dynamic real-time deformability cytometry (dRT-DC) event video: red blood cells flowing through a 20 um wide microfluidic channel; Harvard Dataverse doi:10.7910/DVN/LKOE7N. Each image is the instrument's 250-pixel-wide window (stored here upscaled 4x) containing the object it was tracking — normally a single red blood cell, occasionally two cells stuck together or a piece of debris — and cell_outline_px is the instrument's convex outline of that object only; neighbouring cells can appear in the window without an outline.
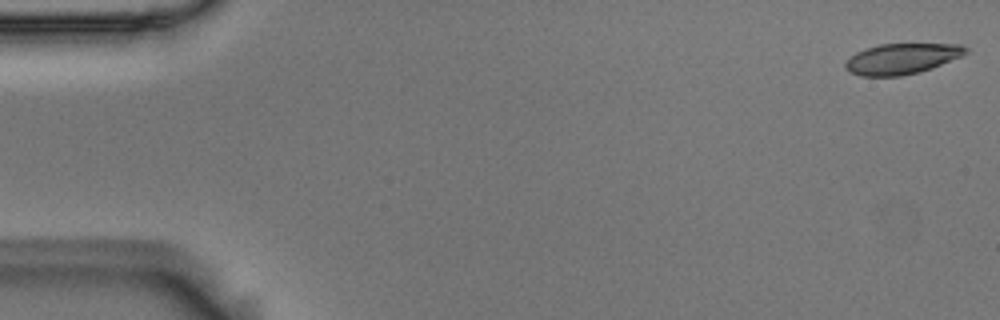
{"species": "Egyptian fruit bat (a non-hibernating species)", "species_latin": "Rousettus aegyptiacus", "temperature_condition": "room temperature", "stored_images_in_passage": 5, "camera_frame_rate_fps": 3000, "um_per_image_px": 0.085, "animal": {"sex": "male"}, "frame": {"image": 1, "passage_image": 1, "time_ms": 0.0, "image_size_px": [1000, 320], "cell_outline_px": [[968, 52], [960, 56], [932, 68], [920, 72], [900, 76], [860, 76], [848, 72], [844, 68], [844, 64], [856, 52], [864, 48], [880, 44], [960, 44], [968, 48]], "centroid_in_image_um": [76.62, 5.0], "position_along_channel_um": 8.4, "area_um2": 21.5}}